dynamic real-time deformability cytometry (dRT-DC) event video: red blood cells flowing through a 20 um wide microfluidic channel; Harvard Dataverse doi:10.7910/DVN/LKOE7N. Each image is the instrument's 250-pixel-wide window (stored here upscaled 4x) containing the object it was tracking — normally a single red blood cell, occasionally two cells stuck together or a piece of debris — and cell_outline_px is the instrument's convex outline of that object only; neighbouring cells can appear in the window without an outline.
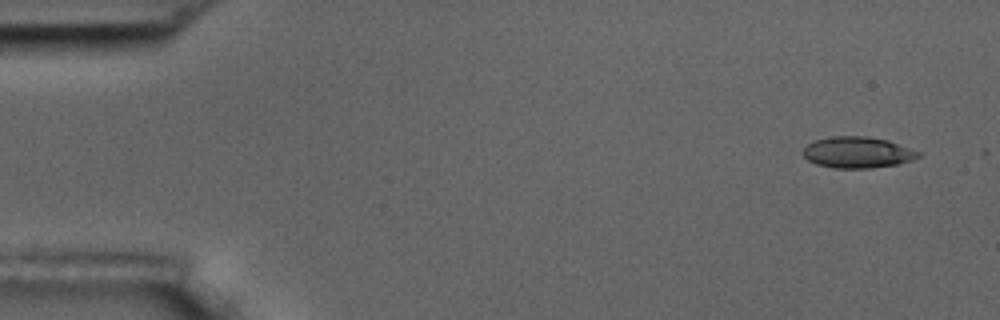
{"species": "common noctule bat (a hibernating species)", "species_latin": "Nyctalus noctula", "temperature_condition": "room temperature", "stored_images_in_passage": 13, "camera_frame_rate_fps": 3000, "um_per_image_px": 0.085, "animal": {"sex": "male", "body_mass_g": 17.5, "forearm_length_mm": 52.3}, "frame": {"image": 1, "passage_image": 1, "time_ms": 0.0, "image_size_px": [1000, 320], "cell_outline_px": [[920, 156], [912, 160], [896, 164], [868, 168], [832, 168], [816, 164], [808, 160], [800, 152], [808, 144], [816, 140], [832, 136], [868, 136], [888, 140], [920, 152]], "centroid_in_image_um": [72.86, 12.95], "position_along_channel_um": 12.1, "area_um2": 20.92}}
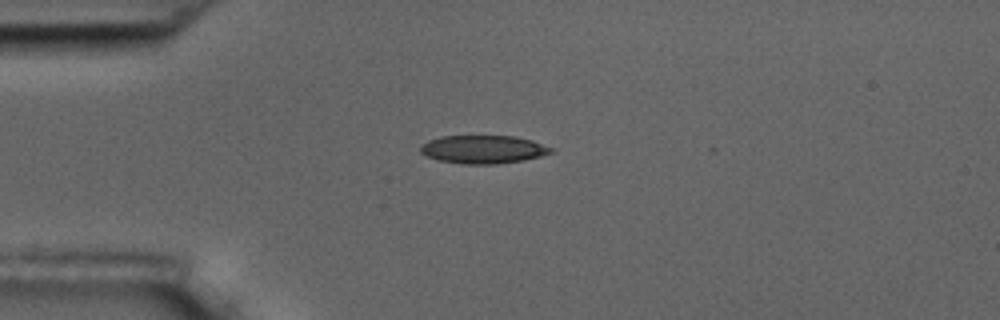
{"frame": {"image": 2, "passage_image": 12, "time_ms": 3.667, "image_size_px": [1000, 320], "cell_outline_px": [[556, 148], [552, 152], [540, 156], [524, 160], [496, 164], [460, 164], [440, 160], [428, 156], [420, 152], [420, 148], [428, 140], [440, 136], [512, 136], [532, 140]], "centroid_in_image_um": [41.11, 12.69], "position_along_channel_um": 43.9, "area_um2": 21.44}}